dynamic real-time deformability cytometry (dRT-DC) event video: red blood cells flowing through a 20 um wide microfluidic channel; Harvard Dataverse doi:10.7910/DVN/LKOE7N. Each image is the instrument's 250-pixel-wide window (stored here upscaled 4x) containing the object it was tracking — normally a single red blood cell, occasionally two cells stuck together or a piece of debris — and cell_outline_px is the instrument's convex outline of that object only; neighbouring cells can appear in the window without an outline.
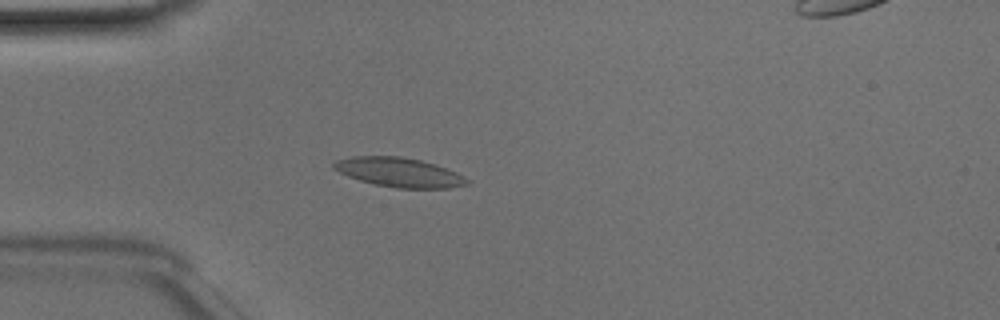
{"species": "Egyptian fruit bat (a non-hibernating species)", "species_latin": "Rousettus aegyptiacus", "temperature_condition": "room temperature", "stored_images_in_passage": 44, "camera_frame_rate_fps": 3000, "um_per_image_px": 0.085, "animal": {"sex": "male"}, "frame": {"image": 1, "passage_image": 13, "time_ms": 4.0, "image_size_px": [1000, 320], "cell_outline_px": [[472, 180], [468, 184], [448, 188], [396, 188], [376, 184], [360, 180], [348, 176], [332, 168], [332, 164], [336, 160], [352, 156], [400, 156], [420, 160], [456, 172]], "centroid_in_image_um": [33.92, 14.65], "position_along_channel_um": 51.1, "area_um2": 22.6}}
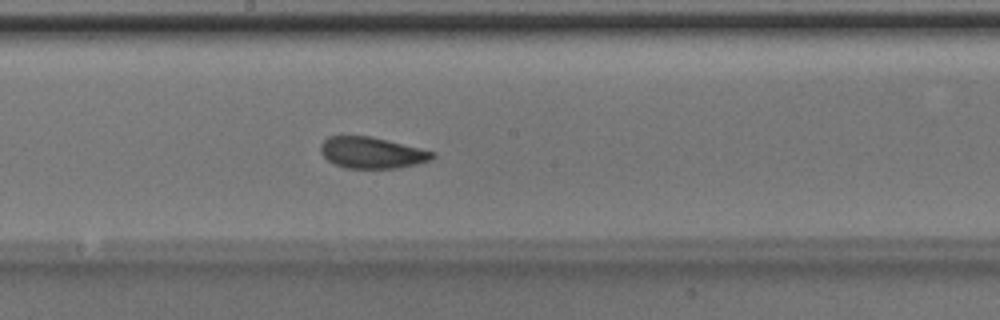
{"frame": {"image": 2, "passage_image": 26, "time_ms": 8.333, "image_size_px": [1000, 320], "cell_outline_px": [[436, 156], [432, 160], [400, 168], [344, 168], [328, 160], [320, 152], [320, 144], [328, 136], [372, 136], [436, 152]], "centroid_in_image_um": [31.63, 12.98], "position_along_channel_um": 216.6, "area_um2": 20.52}}
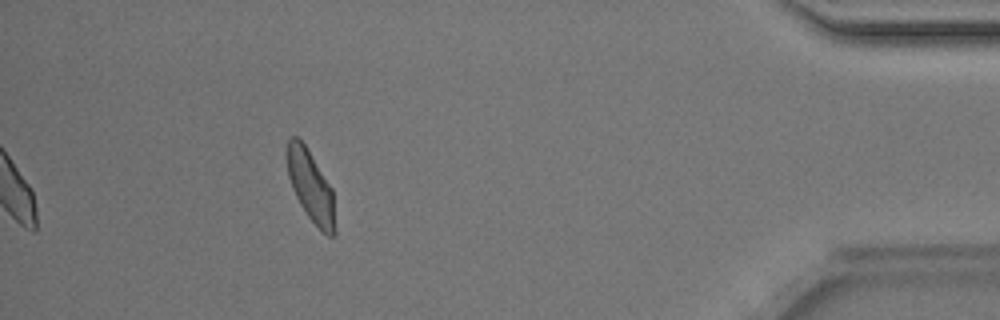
{"frame": {"image": 3, "passage_image": 44, "time_ms": 14.333, "image_size_px": [1000, 320], "cell_outline_px": [[336, 232], [332, 236], [328, 236], [308, 216], [300, 204], [292, 188], [288, 176], [284, 152], [288, 140], [292, 136], [296, 136], [304, 144], [332, 188]], "centroid_in_image_um": [26.37, 15.79], "position_along_channel_um": 408.8, "area_um2": 19.83}, "authors_computed_cell_mechanics": {"area_um2": 20.5768, "velocity_mm_per_s": 4.0875, "shape_relaxation_time_tau1_ms": 4.5089, "shape_relaxation_time_tau2_ms": 2.0126, "deformation_change_tau1": 0.1309, "deformation_change_tau2": 0.056}}